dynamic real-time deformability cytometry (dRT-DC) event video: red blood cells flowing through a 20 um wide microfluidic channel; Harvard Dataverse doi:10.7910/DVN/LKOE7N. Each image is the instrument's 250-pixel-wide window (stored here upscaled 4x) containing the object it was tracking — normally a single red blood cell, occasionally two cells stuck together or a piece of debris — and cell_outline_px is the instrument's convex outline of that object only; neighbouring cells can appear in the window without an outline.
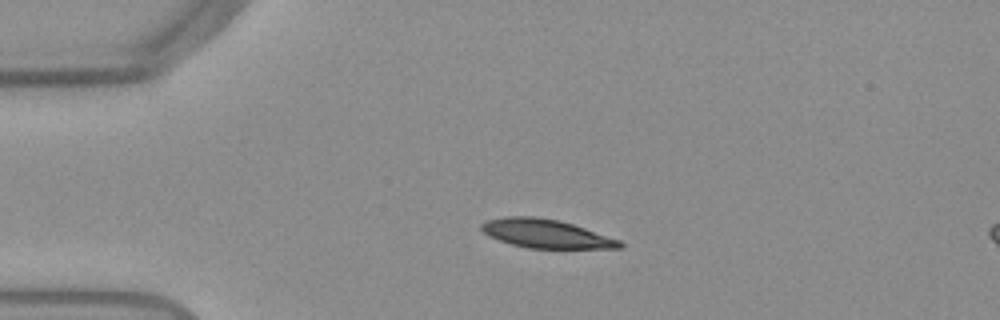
{"species": "Egyptian fruit bat (a non-hibernating species)", "species_latin": "Rousettus aegyptiacus", "temperature_condition": "warm", "stored_images_in_passage": 42, "camera_frame_rate_fps": 3000, "um_per_image_px": 0.085, "frame": {"image": 1, "passage_image": 1, "time_ms": 0.0, "image_size_px": [1000, 320], "cell_outline_px": [[624, 248], [528, 248], [512, 244], [488, 236], [480, 228], [480, 224], [488, 220], [504, 216], [536, 216], [560, 220], [620, 240], [624, 244]], "centroid_in_image_um": [46.39, 19.85], "position_along_channel_um": 38.6, "area_um2": 23.0}}
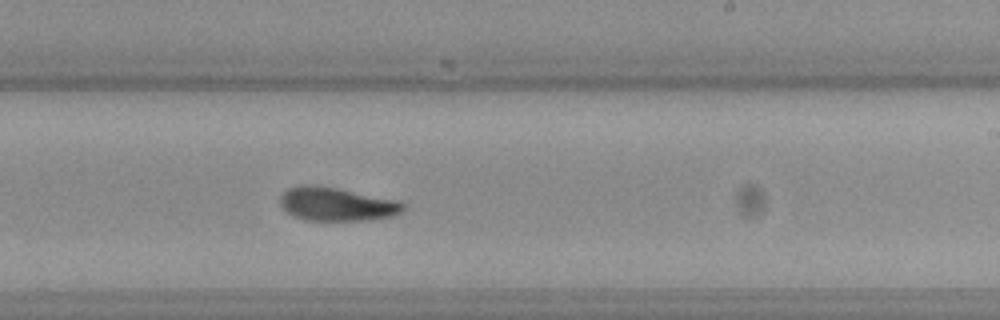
{"frame": {"image": 2, "passage_image": 21, "time_ms": 6.667, "image_size_px": [1000, 320], "cell_outline_px": [[404, 212], [392, 216], [368, 220], [304, 220], [292, 216], [280, 204], [280, 196], [288, 188], [300, 184], [316, 184], [400, 200], [404, 204]], "centroid_in_image_um": [28.62, 17.34], "position_along_channel_um": 260.4, "area_um2": 24.33}}
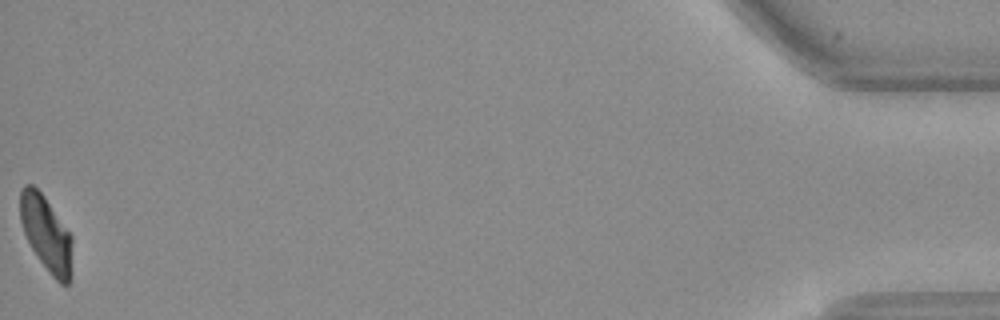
{"frame": {"image": 3, "passage_image": 42, "time_ms": 13.667, "image_size_px": [1000, 320], "cell_outline_px": [[72, 280], [68, 284], [60, 284], [52, 276], [40, 260], [32, 248], [24, 232], [20, 220], [20, 192], [24, 184], [32, 184], [44, 196], [72, 236]], "centroid_in_image_um": [3.95, 19.89], "position_along_channel_um": 431.2, "area_um2": 22.83}, "authors_computed_cell_mechanics": {"area_um2": 24.276, "velocity_mm_per_s": 3.834, "shape_relaxation_time_tau1_ms": 6.5952, "shape_relaxation_time_tau2_ms": 3.0802, "deformation_change_tau1": 0.2043, "deformation_change_tau2": 0.0863}}